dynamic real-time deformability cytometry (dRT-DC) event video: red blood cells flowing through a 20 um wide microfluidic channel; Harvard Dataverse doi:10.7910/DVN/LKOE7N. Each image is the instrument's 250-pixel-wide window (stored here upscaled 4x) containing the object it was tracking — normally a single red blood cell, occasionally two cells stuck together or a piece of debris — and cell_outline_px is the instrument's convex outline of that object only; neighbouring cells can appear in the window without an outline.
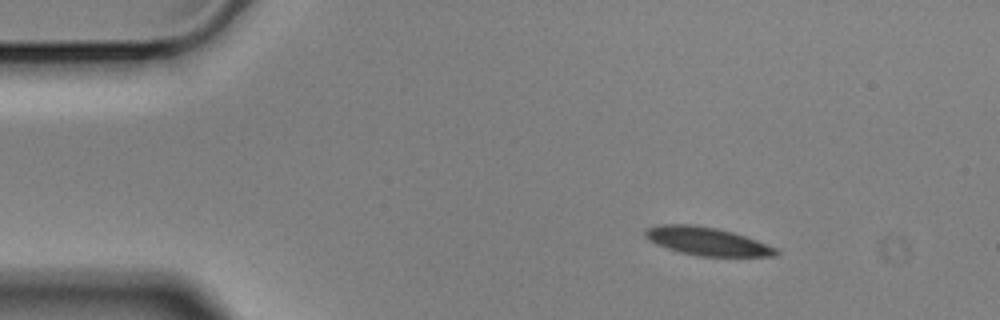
{"species": "Egyptian fruit bat (a non-hibernating species)", "species_latin": "Rousettus aegyptiacus", "temperature_condition": "cold", "stored_images_in_passage": 50, "camera_frame_rate_fps": 3000, "um_per_image_px": 0.085, "animal": {"sex": "male"}, "frame": {"image": 1, "passage_image": 1, "time_ms": 0.0, "image_size_px": [1000, 320], "cell_outline_px": [[780, 252], [776, 256], [696, 256], [680, 252], [656, 244], [648, 240], [644, 236], [644, 232], [648, 228], [660, 224], [696, 224], [716, 228], [732, 232], [756, 240], [776, 248]], "centroid_in_image_um": [60.07, 20.5], "position_along_channel_um": 24.9, "area_um2": 21.39}}
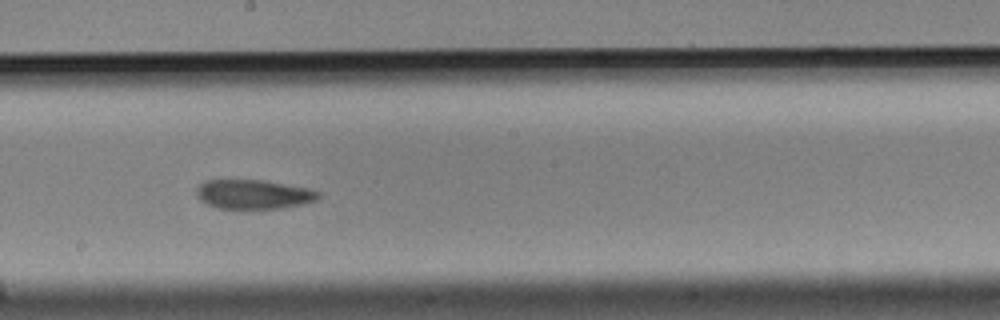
{"frame": {"image": 2, "passage_image": 24, "time_ms": 7.667, "image_size_px": [1000, 320], "cell_outline_px": [[320, 196], [316, 200], [300, 204], [280, 208], [216, 208], [200, 200], [196, 196], [196, 188], [204, 180], [264, 180], [308, 188], [320, 192]], "centroid_in_image_um": [21.51, 16.5], "position_along_channel_um": 226.7, "area_um2": 20.69}}
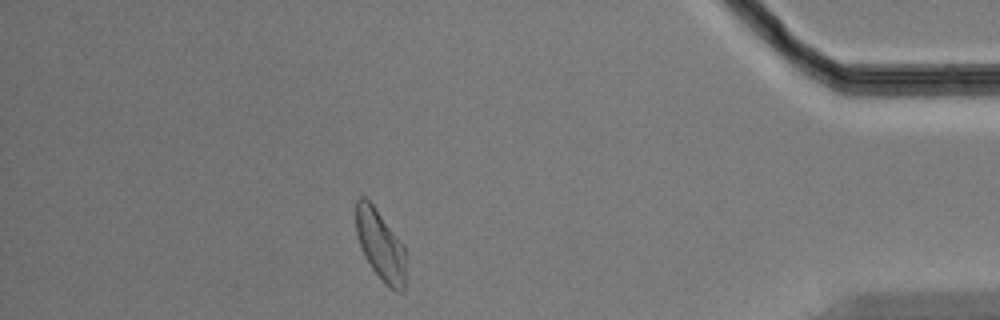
{"frame": {"image": 3, "passage_image": 43, "time_ms": 14.0, "image_size_px": [1000, 320], "cell_outline_px": [[404, 292], [396, 292], [384, 284], [372, 268], [364, 256], [356, 232], [356, 200], [360, 196], [364, 196], [376, 208], [404, 244]], "centroid_in_image_um": [32.33, 20.83], "position_along_channel_um": 402.9, "area_um2": 20.4}, "authors_computed_cell_mechanics": {"area_um2": 21.5305, "velocity_mm_per_s": 3.4799, "shape_relaxation_time_tau1_ms": 3.6203, "shape_relaxation_time_tau2_ms": 2.7892, "deformation_change_tau1": 0.1226, "deformation_change_tau2": 0.0914}}